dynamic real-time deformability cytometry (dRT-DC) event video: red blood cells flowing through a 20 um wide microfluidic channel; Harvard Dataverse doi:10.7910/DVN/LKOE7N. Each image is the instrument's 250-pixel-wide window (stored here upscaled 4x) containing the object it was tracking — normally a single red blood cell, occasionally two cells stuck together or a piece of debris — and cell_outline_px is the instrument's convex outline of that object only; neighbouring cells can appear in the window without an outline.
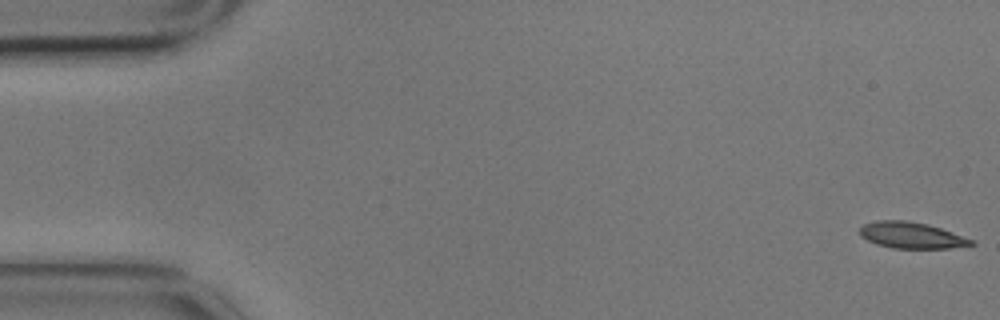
{"species": "common noctule bat (a hibernating species)", "species_latin": "Nyctalus noctula", "temperature_condition": "cold", "stored_images_in_passage": 4, "camera_frame_rate_fps": 3000, "um_per_image_px": 0.085, "animal": {"sex": "male", "body_mass_g": 17.9}, "frame": {"image": 1, "passage_image": 1, "time_ms": 0.0, "image_size_px": [1000, 320], "cell_outline_px": [[976, 244], [948, 248], [892, 248], [876, 244], [860, 236], [860, 228], [864, 224], [876, 220], [908, 220], [928, 224], [976, 240]], "centroid_in_image_um": [77.48, 19.99], "position_along_channel_um": 7.5, "area_um2": 17.11}}